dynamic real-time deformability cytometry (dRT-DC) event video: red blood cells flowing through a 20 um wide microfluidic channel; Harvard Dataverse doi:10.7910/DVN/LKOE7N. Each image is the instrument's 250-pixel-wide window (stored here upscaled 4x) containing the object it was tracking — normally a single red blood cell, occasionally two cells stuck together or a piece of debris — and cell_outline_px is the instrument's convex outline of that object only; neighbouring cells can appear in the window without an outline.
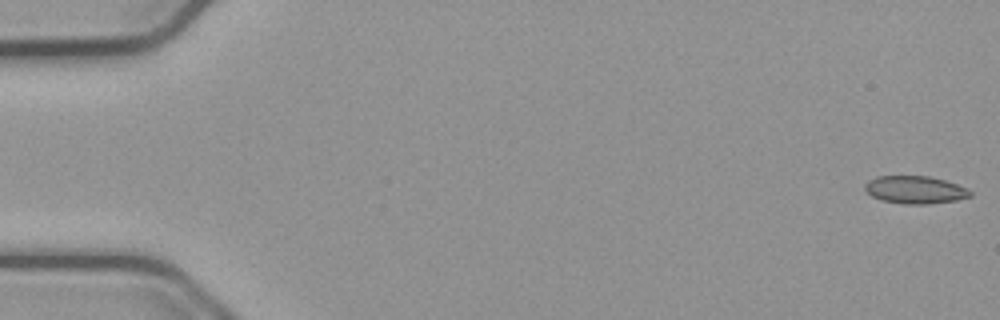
{"species": "common noctule bat (a hibernating species)", "species_latin": "Nyctalus noctula", "temperature_condition": "cold", "stored_images_in_passage": 55, "camera_frame_rate_fps": 3000, "um_per_image_px": 0.085, "animal": {"sex": "male", "body_mass_g": 23.1, "forearm_length_mm": 52.7}, "frame": {"image": 1, "passage_image": 1, "time_ms": 0.0, "image_size_px": [1000, 320], "cell_outline_px": [[972, 196], [956, 200], [928, 204], [904, 204], [884, 200], [872, 196], [864, 188], [864, 184], [868, 180], [876, 176], [928, 176], [944, 180], [968, 188], [972, 192]], "centroid_in_image_um": [77.79, 16.13], "position_along_channel_um": 7.2, "area_um2": 16.94}}
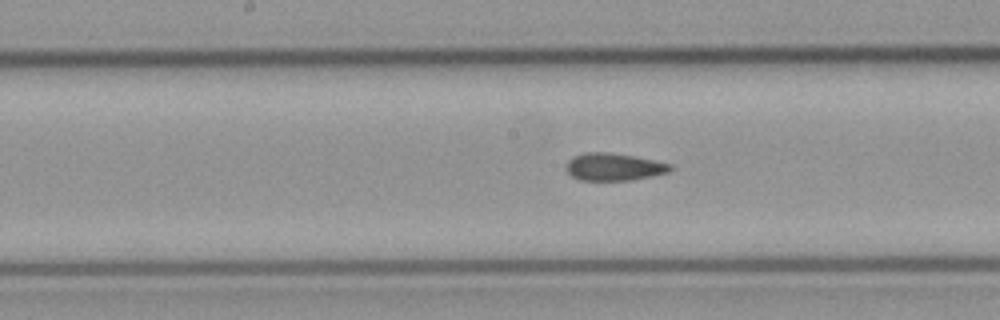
{"frame": {"image": 2, "passage_image": 28, "time_ms": 9.0, "image_size_px": [1000, 320], "cell_outline_px": [[672, 168], [668, 172], [652, 176], [632, 180], [580, 180], [572, 176], [564, 168], [568, 160], [572, 156], [584, 152], [608, 152], [636, 156], [672, 164]], "centroid_in_image_um": [52.15, 14.17], "position_along_channel_um": 196.0, "area_um2": 16.82}}
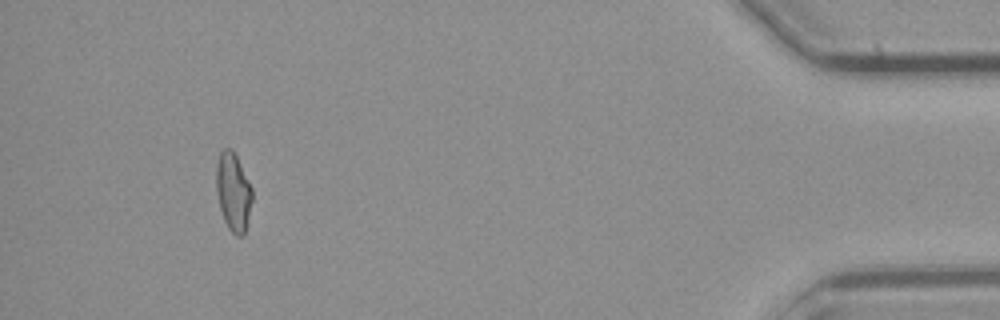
{"frame": {"image": 3, "passage_image": 51, "time_ms": 16.667, "image_size_px": [1000, 320], "cell_outline_px": [[252, 200], [244, 236], [236, 236], [228, 228], [224, 220], [220, 208], [216, 192], [216, 164], [220, 152], [224, 148], [232, 148], [252, 188]], "centroid_in_image_um": [19.81, 16.31], "position_along_channel_um": 415.4, "area_um2": 16.36}, "authors_computed_cell_mechanics": {"area_um2": 16.9354, "velocity_mm_per_s": 3.7802, "shape_relaxation_time_tau1_ms": null, "shape_relaxation_time_tau2_ms": 1.8493, "deformation_change_tau1": null, "deformation_change_tau2": 0.0438}}